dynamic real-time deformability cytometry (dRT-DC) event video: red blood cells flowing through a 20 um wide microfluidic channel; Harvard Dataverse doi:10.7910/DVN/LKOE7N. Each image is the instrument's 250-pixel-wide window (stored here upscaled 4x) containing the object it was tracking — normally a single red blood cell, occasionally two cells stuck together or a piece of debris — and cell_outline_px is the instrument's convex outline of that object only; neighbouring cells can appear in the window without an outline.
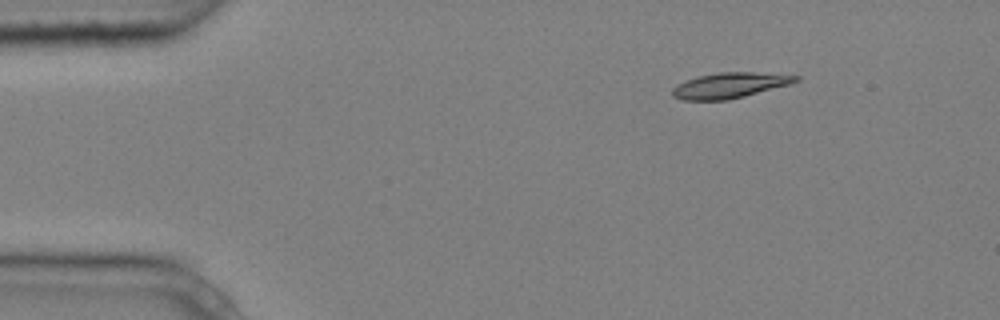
{"species": "common noctule bat (a hibernating species)", "species_latin": "Nyctalus noctula", "temperature_condition": "cold", "stored_images_in_passage": 7, "camera_frame_rate_fps": 3000, "um_per_image_px": 0.085, "animal": {"sex": "male", "body_mass_g": 20.4}, "frame": {"image": 1, "passage_image": 2, "time_ms": 0.333, "image_size_px": [1000, 320], "cell_outline_px": [[800, 80], [788, 84], [744, 96], [728, 100], [680, 100], [672, 96], [672, 88], [676, 84], [700, 76], [720, 72], [752, 72], [800, 76]], "centroid_in_image_um": [61.98, 7.26], "position_along_channel_um": 23.0, "area_um2": 18.03}}
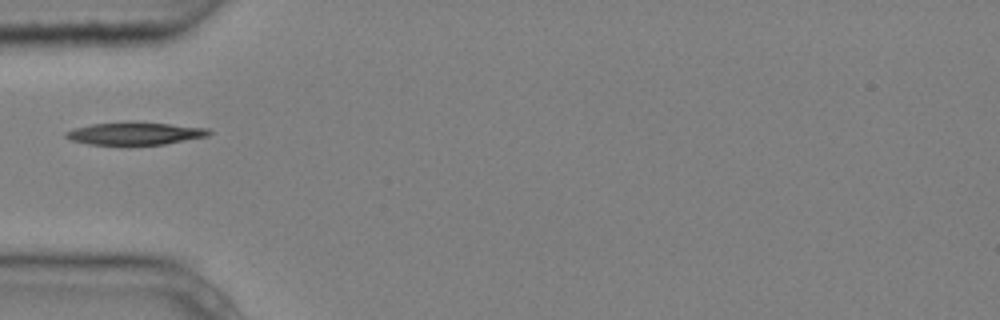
{"frame": {"image": 2, "passage_image": 4, "time_ms": 1.0, "image_size_px": [1000, 320], "cell_outline_px": [[212, 132], [208, 136], [164, 144], [124, 148], [88, 144], [72, 140], [64, 136], [64, 132], [76, 128], [92, 124], [128, 120], [132, 120], [208, 128]], "centroid_in_image_um": [11.43, 11.37], "position_along_channel_um": 73.6, "area_um2": 20.06}}
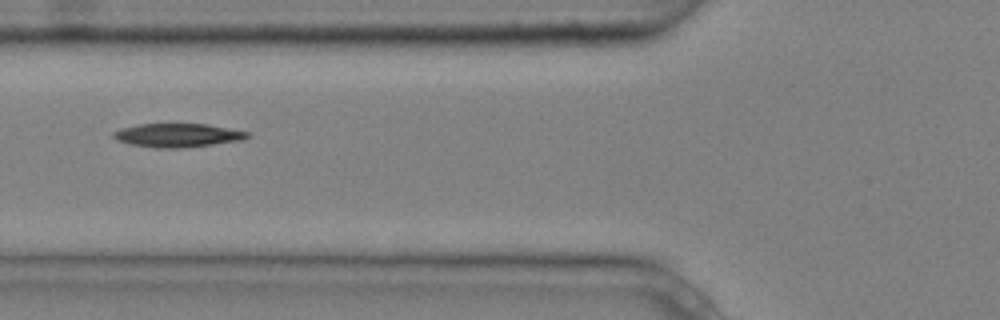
{"frame": {"image": 3, "passage_image": 5, "time_ms": 1.333, "image_size_px": [1000, 320], "cell_outline_px": [[252, 136], [244, 140], [184, 148], [156, 148], [128, 144], [116, 140], [112, 136], [112, 132], [120, 128], [136, 124], [208, 124], [248, 132]], "centroid_in_image_um": [15.08, 11.5], "position_along_channel_um": 110.7, "area_um2": 18.73}}